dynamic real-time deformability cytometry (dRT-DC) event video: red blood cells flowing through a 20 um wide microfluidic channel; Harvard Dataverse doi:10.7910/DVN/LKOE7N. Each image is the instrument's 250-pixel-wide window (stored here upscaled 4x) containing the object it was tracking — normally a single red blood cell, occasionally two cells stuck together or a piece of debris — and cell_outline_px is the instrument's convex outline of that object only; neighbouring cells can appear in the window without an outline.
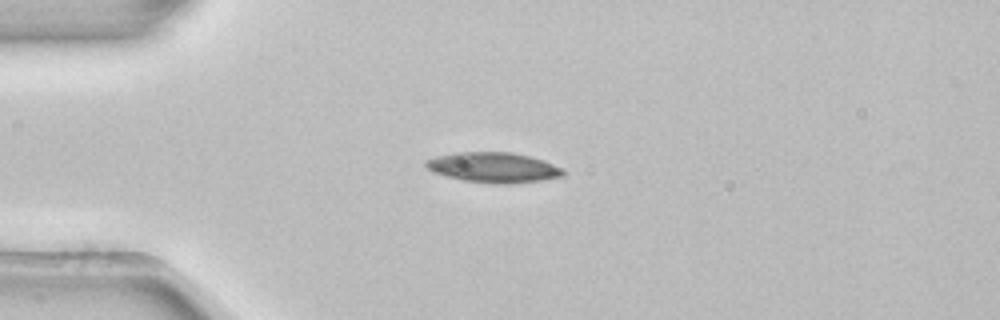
{"species": "common noctule bat (a hibernating species)", "species_latin": "Nyctalus noctula", "temperature_condition": "room temperature", "stored_images_in_passage": 2, "camera_frame_rate_fps": 3000, "um_per_image_px": 0.085, "animal": {"sex": "female", "body_mass_g": 22.7, "forearm_length_mm": 54.2}, "frame": {"image": 1, "passage_image": 1, "time_ms": 0.0, "image_size_px": [1000, 320], "cell_outline_px": [[564, 176], [540, 180], [508, 184], [496, 184], [464, 180], [432, 172], [424, 164], [424, 160], [436, 156], [456, 152], [512, 152], [528, 156], [564, 168]], "centroid_in_image_um": [41.92, 14.23], "position_along_channel_um": 43.1, "area_um2": 23.99}}